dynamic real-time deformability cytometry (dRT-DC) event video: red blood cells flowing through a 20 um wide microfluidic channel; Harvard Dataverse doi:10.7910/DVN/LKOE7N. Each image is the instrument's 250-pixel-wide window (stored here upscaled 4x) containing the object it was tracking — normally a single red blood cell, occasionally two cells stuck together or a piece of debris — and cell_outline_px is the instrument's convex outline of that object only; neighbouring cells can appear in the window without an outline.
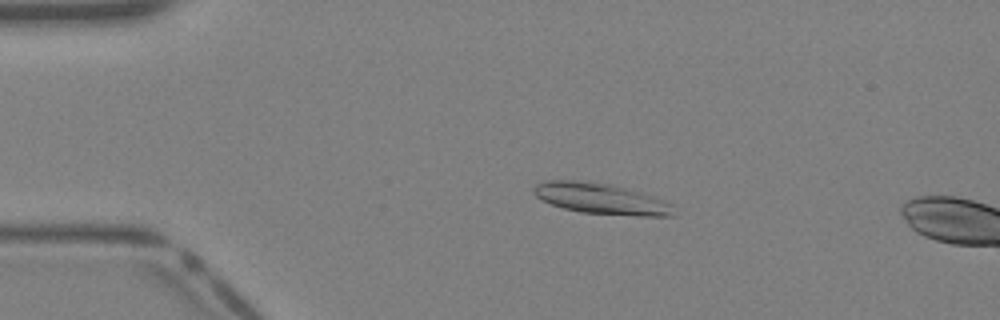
{"species": "Egyptian fruit bat (a non-hibernating species)", "species_latin": "Rousettus aegyptiacus", "temperature_condition": "warm", "stored_images_in_passage": 12, "camera_frame_rate_fps": 3000, "um_per_image_px": 0.085, "animal": {"sex": "female"}, "frame": {"image": 1, "passage_image": 9, "time_ms": 2.667, "image_size_px": [1000, 320], "cell_outline_px": [[672, 216], [640, 216], [580, 212], [564, 208], [552, 204], [536, 196], [532, 192], [532, 188], [536, 184], [548, 180], [576, 180], [608, 184], [640, 192], [664, 200], [672, 204]], "centroid_in_image_um": [51.06, 16.88], "position_along_channel_um": 33.9, "area_um2": 24.8}}